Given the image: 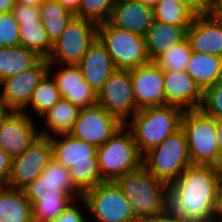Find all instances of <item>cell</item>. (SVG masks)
<instances>
[{"label": "cell", "mask_w": 222, "mask_h": 222, "mask_svg": "<svg viewBox=\"0 0 222 222\" xmlns=\"http://www.w3.org/2000/svg\"><path fill=\"white\" fill-rule=\"evenodd\" d=\"M48 73L56 82L61 98L69 100L79 108L97 104V93L83 78L78 65L48 63Z\"/></svg>", "instance_id": "obj_17"}, {"label": "cell", "mask_w": 222, "mask_h": 222, "mask_svg": "<svg viewBox=\"0 0 222 222\" xmlns=\"http://www.w3.org/2000/svg\"><path fill=\"white\" fill-rule=\"evenodd\" d=\"M209 14L222 21V0H211Z\"/></svg>", "instance_id": "obj_42"}, {"label": "cell", "mask_w": 222, "mask_h": 222, "mask_svg": "<svg viewBox=\"0 0 222 222\" xmlns=\"http://www.w3.org/2000/svg\"><path fill=\"white\" fill-rule=\"evenodd\" d=\"M15 4L16 0H0V13L11 11Z\"/></svg>", "instance_id": "obj_47"}, {"label": "cell", "mask_w": 222, "mask_h": 222, "mask_svg": "<svg viewBox=\"0 0 222 222\" xmlns=\"http://www.w3.org/2000/svg\"><path fill=\"white\" fill-rule=\"evenodd\" d=\"M99 169L103 181L114 182L125 173L142 166L132 132L125 124L101 147L97 148Z\"/></svg>", "instance_id": "obj_8"}, {"label": "cell", "mask_w": 222, "mask_h": 222, "mask_svg": "<svg viewBox=\"0 0 222 222\" xmlns=\"http://www.w3.org/2000/svg\"><path fill=\"white\" fill-rule=\"evenodd\" d=\"M15 20L20 22H35L40 21V6H30L16 3L12 8Z\"/></svg>", "instance_id": "obj_37"}, {"label": "cell", "mask_w": 222, "mask_h": 222, "mask_svg": "<svg viewBox=\"0 0 222 222\" xmlns=\"http://www.w3.org/2000/svg\"><path fill=\"white\" fill-rule=\"evenodd\" d=\"M154 20L172 25H190L195 16L179 0H161L153 7Z\"/></svg>", "instance_id": "obj_31"}, {"label": "cell", "mask_w": 222, "mask_h": 222, "mask_svg": "<svg viewBox=\"0 0 222 222\" xmlns=\"http://www.w3.org/2000/svg\"><path fill=\"white\" fill-rule=\"evenodd\" d=\"M50 139L53 145V159L68 168L71 182L82 194L104 182L95 146L70 134H59Z\"/></svg>", "instance_id": "obj_2"}, {"label": "cell", "mask_w": 222, "mask_h": 222, "mask_svg": "<svg viewBox=\"0 0 222 222\" xmlns=\"http://www.w3.org/2000/svg\"><path fill=\"white\" fill-rule=\"evenodd\" d=\"M40 136L38 121L13 111L0 127V148L11 159L23 154Z\"/></svg>", "instance_id": "obj_16"}, {"label": "cell", "mask_w": 222, "mask_h": 222, "mask_svg": "<svg viewBox=\"0 0 222 222\" xmlns=\"http://www.w3.org/2000/svg\"><path fill=\"white\" fill-rule=\"evenodd\" d=\"M220 170H221V181H222V165L220 166ZM222 185V182H221Z\"/></svg>", "instance_id": "obj_50"}, {"label": "cell", "mask_w": 222, "mask_h": 222, "mask_svg": "<svg viewBox=\"0 0 222 222\" xmlns=\"http://www.w3.org/2000/svg\"><path fill=\"white\" fill-rule=\"evenodd\" d=\"M215 222H222V185H220L218 191V203H217V211L215 215Z\"/></svg>", "instance_id": "obj_46"}, {"label": "cell", "mask_w": 222, "mask_h": 222, "mask_svg": "<svg viewBox=\"0 0 222 222\" xmlns=\"http://www.w3.org/2000/svg\"><path fill=\"white\" fill-rule=\"evenodd\" d=\"M141 2L144 5H148L150 7H154L155 5H157L161 0H136Z\"/></svg>", "instance_id": "obj_49"}, {"label": "cell", "mask_w": 222, "mask_h": 222, "mask_svg": "<svg viewBox=\"0 0 222 222\" xmlns=\"http://www.w3.org/2000/svg\"><path fill=\"white\" fill-rule=\"evenodd\" d=\"M19 33L20 45L35 51L39 56L47 59L53 44L50 42L41 21L20 22Z\"/></svg>", "instance_id": "obj_30"}, {"label": "cell", "mask_w": 222, "mask_h": 222, "mask_svg": "<svg viewBox=\"0 0 222 222\" xmlns=\"http://www.w3.org/2000/svg\"><path fill=\"white\" fill-rule=\"evenodd\" d=\"M200 109L214 119L222 118V80L203 92Z\"/></svg>", "instance_id": "obj_35"}, {"label": "cell", "mask_w": 222, "mask_h": 222, "mask_svg": "<svg viewBox=\"0 0 222 222\" xmlns=\"http://www.w3.org/2000/svg\"><path fill=\"white\" fill-rule=\"evenodd\" d=\"M12 112L13 110L0 98V127Z\"/></svg>", "instance_id": "obj_45"}, {"label": "cell", "mask_w": 222, "mask_h": 222, "mask_svg": "<svg viewBox=\"0 0 222 222\" xmlns=\"http://www.w3.org/2000/svg\"><path fill=\"white\" fill-rule=\"evenodd\" d=\"M48 73V62L41 58L34 66L0 82V98L13 111H22L30 101L32 93Z\"/></svg>", "instance_id": "obj_15"}, {"label": "cell", "mask_w": 222, "mask_h": 222, "mask_svg": "<svg viewBox=\"0 0 222 222\" xmlns=\"http://www.w3.org/2000/svg\"><path fill=\"white\" fill-rule=\"evenodd\" d=\"M183 113L182 108L173 105L144 108L138 110L125 126L132 132L143 155L181 128Z\"/></svg>", "instance_id": "obj_4"}, {"label": "cell", "mask_w": 222, "mask_h": 222, "mask_svg": "<svg viewBox=\"0 0 222 222\" xmlns=\"http://www.w3.org/2000/svg\"><path fill=\"white\" fill-rule=\"evenodd\" d=\"M190 165L187 140L181 128L144 153L142 158V166L167 185L174 182Z\"/></svg>", "instance_id": "obj_7"}, {"label": "cell", "mask_w": 222, "mask_h": 222, "mask_svg": "<svg viewBox=\"0 0 222 222\" xmlns=\"http://www.w3.org/2000/svg\"><path fill=\"white\" fill-rule=\"evenodd\" d=\"M194 15H206L210 12L211 0H179Z\"/></svg>", "instance_id": "obj_40"}, {"label": "cell", "mask_w": 222, "mask_h": 222, "mask_svg": "<svg viewBox=\"0 0 222 222\" xmlns=\"http://www.w3.org/2000/svg\"><path fill=\"white\" fill-rule=\"evenodd\" d=\"M97 104L125 124L138 111L131 70L116 69L97 93Z\"/></svg>", "instance_id": "obj_12"}, {"label": "cell", "mask_w": 222, "mask_h": 222, "mask_svg": "<svg viewBox=\"0 0 222 222\" xmlns=\"http://www.w3.org/2000/svg\"><path fill=\"white\" fill-rule=\"evenodd\" d=\"M44 0H16V3L30 6H40Z\"/></svg>", "instance_id": "obj_48"}, {"label": "cell", "mask_w": 222, "mask_h": 222, "mask_svg": "<svg viewBox=\"0 0 222 222\" xmlns=\"http://www.w3.org/2000/svg\"><path fill=\"white\" fill-rule=\"evenodd\" d=\"M221 170L212 165H190L168 185V207L177 215L215 222Z\"/></svg>", "instance_id": "obj_1"}, {"label": "cell", "mask_w": 222, "mask_h": 222, "mask_svg": "<svg viewBox=\"0 0 222 222\" xmlns=\"http://www.w3.org/2000/svg\"><path fill=\"white\" fill-rule=\"evenodd\" d=\"M86 214L85 201L83 199L74 200L56 219L50 222H88Z\"/></svg>", "instance_id": "obj_36"}, {"label": "cell", "mask_w": 222, "mask_h": 222, "mask_svg": "<svg viewBox=\"0 0 222 222\" xmlns=\"http://www.w3.org/2000/svg\"><path fill=\"white\" fill-rule=\"evenodd\" d=\"M114 182L128 202L134 205L139 222H145L168 208V185L143 166L125 173Z\"/></svg>", "instance_id": "obj_3"}, {"label": "cell", "mask_w": 222, "mask_h": 222, "mask_svg": "<svg viewBox=\"0 0 222 222\" xmlns=\"http://www.w3.org/2000/svg\"><path fill=\"white\" fill-rule=\"evenodd\" d=\"M189 26L172 25L154 20L144 36L150 62H155L161 55L182 42L187 37Z\"/></svg>", "instance_id": "obj_23"}, {"label": "cell", "mask_w": 222, "mask_h": 222, "mask_svg": "<svg viewBox=\"0 0 222 222\" xmlns=\"http://www.w3.org/2000/svg\"><path fill=\"white\" fill-rule=\"evenodd\" d=\"M53 159V145L49 137L39 136L21 155L12 159L7 186L22 189L40 176Z\"/></svg>", "instance_id": "obj_14"}, {"label": "cell", "mask_w": 222, "mask_h": 222, "mask_svg": "<svg viewBox=\"0 0 222 222\" xmlns=\"http://www.w3.org/2000/svg\"><path fill=\"white\" fill-rule=\"evenodd\" d=\"M60 99L61 96L56 82L52 76L47 73L32 93L29 104L22 112L38 120V118L40 119L45 115Z\"/></svg>", "instance_id": "obj_28"}, {"label": "cell", "mask_w": 222, "mask_h": 222, "mask_svg": "<svg viewBox=\"0 0 222 222\" xmlns=\"http://www.w3.org/2000/svg\"><path fill=\"white\" fill-rule=\"evenodd\" d=\"M192 165L219 167L218 136L215 120L201 109L186 110L181 119Z\"/></svg>", "instance_id": "obj_6"}, {"label": "cell", "mask_w": 222, "mask_h": 222, "mask_svg": "<svg viewBox=\"0 0 222 222\" xmlns=\"http://www.w3.org/2000/svg\"><path fill=\"white\" fill-rule=\"evenodd\" d=\"M154 21L153 8L136 0H116L109 22L120 29L145 36Z\"/></svg>", "instance_id": "obj_21"}, {"label": "cell", "mask_w": 222, "mask_h": 222, "mask_svg": "<svg viewBox=\"0 0 222 222\" xmlns=\"http://www.w3.org/2000/svg\"><path fill=\"white\" fill-rule=\"evenodd\" d=\"M145 222H200V221L183 217L181 215H177L168 207L163 213L157 214L147 219Z\"/></svg>", "instance_id": "obj_39"}, {"label": "cell", "mask_w": 222, "mask_h": 222, "mask_svg": "<svg viewBox=\"0 0 222 222\" xmlns=\"http://www.w3.org/2000/svg\"><path fill=\"white\" fill-rule=\"evenodd\" d=\"M79 111L78 106L61 98L45 115L38 119L40 136L50 138L59 134H69Z\"/></svg>", "instance_id": "obj_24"}, {"label": "cell", "mask_w": 222, "mask_h": 222, "mask_svg": "<svg viewBox=\"0 0 222 222\" xmlns=\"http://www.w3.org/2000/svg\"><path fill=\"white\" fill-rule=\"evenodd\" d=\"M187 38L193 52L222 57V21L212 15H195Z\"/></svg>", "instance_id": "obj_20"}, {"label": "cell", "mask_w": 222, "mask_h": 222, "mask_svg": "<svg viewBox=\"0 0 222 222\" xmlns=\"http://www.w3.org/2000/svg\"><path fill=\"white\" fill-rule=\"evenodd\" d=\"M0 222H33L32 204L22 189L0 186Z\"/></svg>", "instance_id": "obj_26"}, {"label": "cell", "mask_w": 222, "mask_h": 222, "mask_svg": "<svg viewBox=\"0 0 222 222\" xmlns=\"http://www.w3.org/2000/svg\"><path fill=\"white\" fill-rule=\"evenodd\" d=\"M192 49L188 38L174 46L172 49L161 55L155 63L163 70H186Z\"/></svg>", "instance_id": "obj_32"}, {"label": "cell", "mask_w": 222, "mask_h": 222, "mask_svg": "<svg viewBox=\"0 0 222 222\" xmlns=\"http://www.w3.org/2000/svg\"><path fill=\"white\" fill-rule=\"evenodd\" d=\"M12 159L0 148V186L7 185L11 174Z\"/></svg>", "instance_id": "obj_41"}, {"label": "cell", "mask_w": 222, "mask_h": 222, "mask_svg": "<svg viewBox=\"0 0 222 222\" xmlns=\"http://www.w3.org/2000/svg\"><path fill=\"white\" fill-rule=\"evenodd\" d=\"M41 58L22 45L0 47V82L34 66Z\"/></svg>", "instance_id": "obj_27"}, {"label": "cell", "mask_w": 222, "mask_h": 222, "mask_svg": "<svg viewBox=\"0 0 222 222\" xmlns=\"http://www.w3.org/2000/svg\"><path fill=\"white\" fill-rule=\"evenodd\" d=\"M74 15L56 0H44L40 4V21L53 44L65 30Z\"/></svg>", "instance_id": "obj_29"}, {"label": "cell", "mask_w": 222, "mask_h": 222, "mask_svg": "<svg viewBox=\"0 0 222 222\" xmlns=\"http://www.w3.org/2000/svg\"><path fill=\"white\" fill-rule=\"evenodd\" d=\"M98 24L83 18L73 17L61 36L53 43L48 63L78 65L97 38Z\"/></svg>", "instance_id": "obj_11"}, {"label": "cell", "mask_w": 222, "mask_h": 222, "mask_svg": "<svg viewBox=\"0 0 222 222\" xmlns=\"http://www.w3.org/2000/svg\"><path fill=\"white\" fill-rule=\"evenodd\" d=\"M97 38L105 46L116 69L131 70L150 62L142 35L117 28L107 21L98 24Z\"/></svg>", "instance_id": "obj_10"}, {"label": "cell", "mask_w": 222, "mask_h": 222, "mask_svg": "<svg viewBox=\"0 0 222 222\" xmlns=\"http://www.w3.org/2000/svg\"><path fill=\"white\" fill-rule=\"evenodd\" d=\"M186 72L204 92L222 80V57L192 52Z\"/></svg>", "instance_id": "obj_25"}, {"label": "cell", "mask_w": 222, "mask_h": 222, "mask_svg": "<svg viewBox=\"0 0 222 222\" xmlns=\"http://www.w3.org/2000/svg\"><path fill=\"white\" fill-rule=\"evenodd\" d=\"M88 222H139L134 205L129 203L115 182L104 181L85 191Z\"/></svg>", "instance_id": "obj_9"}, {"label": "cell", "mask_w": 222, "mask_h": 222, "mask_svg": "<svg viewBox=\"0 0 222 222\" xmlns=\"http://www.w3.org/2000/svg\"><path fill=\"white\" fill-rule=\"evenodd\" d=\"M22 191L32 204L33 222L56 219L82 193L72 182H53L42 175L27 184Z\"/></svg>", "instance_id": "obj_5"}, {"label": "cell", "mask_w": 222, "mask_h": 222, "mask_svg": "<svg viewBox=\"0 0 222 222\" xmlns=\"http://www.w3.org/2000/svg\"><path fill=\"white\" fill-rule=\"evenodd\" d=\"M124 124L102 106L95 104L80 108L78 117L69 133L72 137L93 145H104Z\"/></svg>", "instance_id": "obj_13"}, {"label": "cell", "mask_w": 222, "mask_h": 222, "mask_svg": "<svg viewBox=\"0 0 222 222\" xmlns=\"http://www.w3.org/2000/svg\"><path fill=\"white\" fill-rule=\"evenodd\" d=\"M41 175L53 182H71L68 168L61 165L55 159L48 163Z\"/></svg>", "instance_id": "obj_38"}, {"label": "cell", "mask_w": 222, "mask_h": 222, "mask_svg": "<svg viewBox=\"0 0 222 222\" xmlns=\"http://www.w3.org/2000/svg\"><path fill=\"white\" fill-rule=\"evenodd\" d=\"M218 136L219 168L222 165V118L214 119Z\"/></svg>", "instance_id": "obj_44"}, {"label": "cell", "mask_w": 222, "mask_h": 222, "mask_svg": "<svg viewBox=\"0 0 222 222\" xmlns=\"http://www.w3.org/2000/svg\"><path fill=\"white\" fill-rule=\"evenodd\" d=\"M166 105L182 108L184 111L200 109L203 91L186 70L164 71Z\"/></svg>", "instance_id": "obj_19"}, {"label": "cell", "mask_w": 222, "mask_h": 222, "mask_svg": "<svg viewBox=\"0 0 222 222\" xmlns=\"http://www.w3.org/2000/svg\"><path fill=\"white\" fill-rule=\"evenodd\" d=\"M59 2L66 10L70 11L73 15L78 12L80 5V0H56Z\"/></svg>", "instance_id": "obj_43"}, {"label": "cell", "mask_w": 222, "mask_h": 222, "mask_svg": "<svg viewBox=\"0 0 222 222\" xmlns=\"http://www.w3.org/2000/svg\"><path fill=\"white\" fill-rule=\"evenodd\" d=\"M20 45L19 24L11 11L0 13V47Z\"/></svg>", "instance_id": "obj_34"}, {"label": "cell", "mask_w": 222, "mask_h": 222, "mask_svg": "<svg viewBox=\"0 0 222 222\" xmlns=\"http://www.w3.org/2000/svg\"><path fill=\"white\" fill-rule=\"evenodd\" d=\"M116 0H80L78 18L88 19L97 24L109 21Z\"/></svg>", "instance_id": "obj_33"}, {"label": "cell", "mask_w": 222, "mask_h": 222, "mask_svg": "<svg viewBox=\"0 0 222 222\" xmlns=\"http://www.w3.org/2000/svg\"><path fill=\"white\" fill-rule=\"evenodd\" d=\"M131 78L137 110L166 105L164 71L155 62L131 69Z\"/></svg>", "instance_id": "obj_18"}, {"label": "cell", "mask_w": 222, "mask_h": 222, "mask_svg": "<svg viewBox=\"0 0 222 222\" xmlns=\"http://www.w3.org/2000/svg\"><path fill=\"white\" fill-rule=\"evenodd\" d=\"M78 66L83 78L96 93L116 70L112 58L98 38L90 45Z\"/></svg>", "instance_id": "obj_22"}]
</instances>
